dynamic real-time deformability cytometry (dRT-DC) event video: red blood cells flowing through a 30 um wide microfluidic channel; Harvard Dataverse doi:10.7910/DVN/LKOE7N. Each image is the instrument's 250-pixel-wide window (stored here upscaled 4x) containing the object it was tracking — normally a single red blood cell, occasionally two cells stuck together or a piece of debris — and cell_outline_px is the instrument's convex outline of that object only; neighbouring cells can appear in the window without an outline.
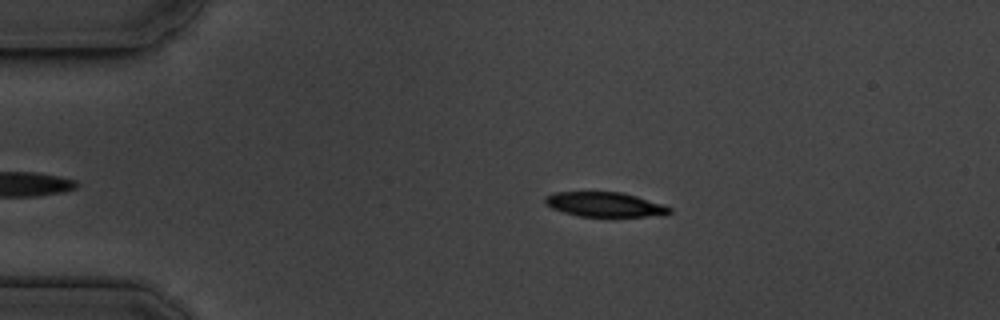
{"species": "common noctule bat (a hibernating species)", "species_latin": "Nyctalus noctula", "temperature_condition": "cold", "stored_images_in_passage": 44, "camera_frame_rate_fps": 3000, "um_per_image_px": 0.085, "animal": {"sex": "male", "body_mass_g": 19.5, "forearm_length_mm": 54.6}, "frame": {"image": 1, "passage_image": 7, "time_ms": 2.0, "image_size_px": [1000, 320], "cell_outline_px": [[672, 212], [668, 216], [580, 216], [564, 212], [552, 208], [544, 204], [544, 196], [552, 192], [620, 192], [636, 196], [664, 204], [672, 208]], "centroid_in_image_um": [51.43, 17.38], "position_along_channel_um": 33.6, "area_um2": 18.03}}
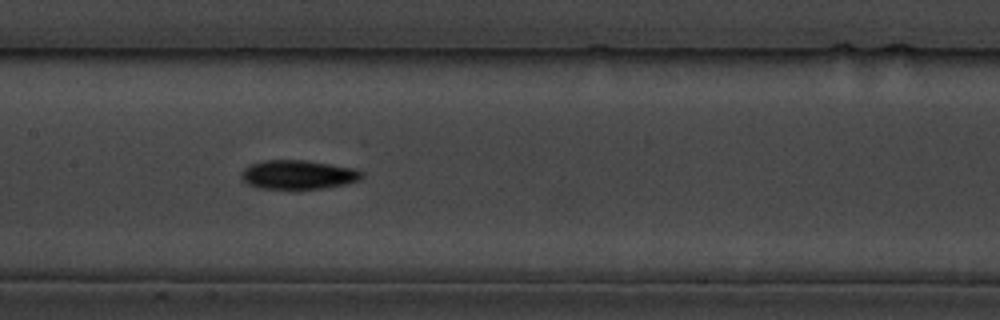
{"frame": {"image": 2, "passage_image": 23, "time_ms": 7.333, "image_size_px": [1000, 320], "cell_outline_px": [[364, 176], [360, 180], [344, 184], [324, 188], [292, 192], [256, 188], [248, 184], [240, 176], [240, 172], [248, 164], [264, 160], [304, 160], [356, 168], [364, 172]], "centroid_in_image_um": [25.31, 14.89], "position_along_channel_um": 182.1, "area_um2": 21.44}}
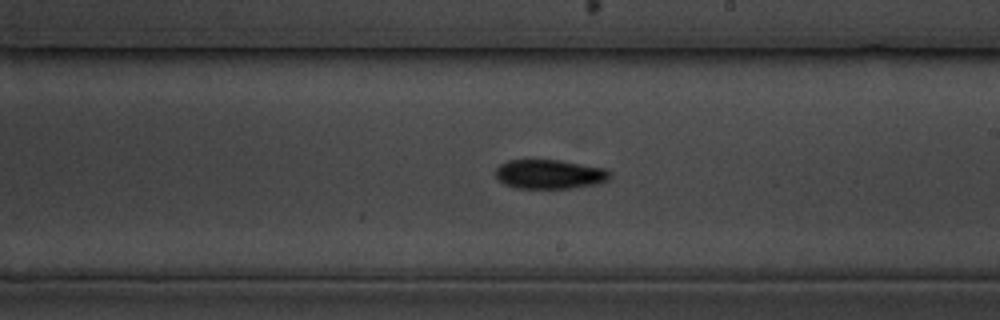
{"frame": {"image": 3, "passage_image": 28, "time_ms": 9.0, "image_size_px": [1000, 320], "cell_outline_px": [[612, 176], [608, 180], [596, 184], [572, 188], [516, 188], [504, 184], [496, 176], [496, 168], [500, 164], [508, 160], [560, 160], [604, 168], [612, 172]], "centroid_in_image_um": [46.74, 14.81], "position_along_channel_um": 242.3, "area_um2": 19.54}, "authors_computed_cell_mechanics": {"area_um2": 19.3919, "velocity_mm_per_s": 3.6412, "shape_relaxation_time_tau1_ms": 4.4749, "shape_relaxation_time_tau2_ms": null, "deformation_change_tau1": 0.1512, "deformation_change_tau2": null}}